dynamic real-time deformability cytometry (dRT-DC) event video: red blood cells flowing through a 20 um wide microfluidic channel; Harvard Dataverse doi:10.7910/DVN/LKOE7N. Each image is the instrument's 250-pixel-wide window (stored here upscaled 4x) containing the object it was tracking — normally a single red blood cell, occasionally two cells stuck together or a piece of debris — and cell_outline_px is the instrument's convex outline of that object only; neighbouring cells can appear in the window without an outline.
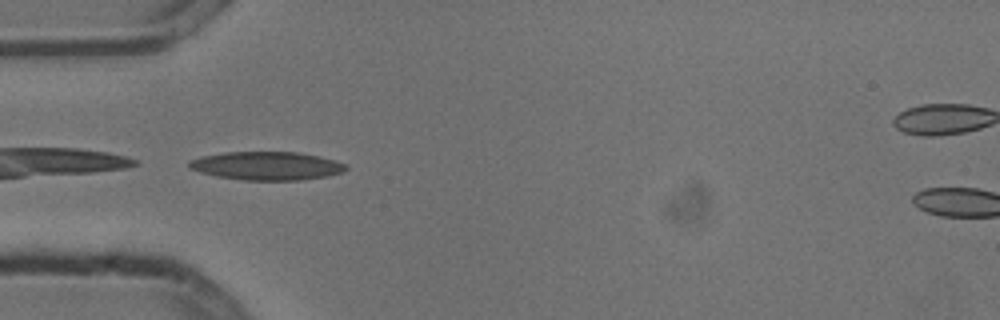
{"species": "common noctule bat (a hibernating species)", "species_latin": "Nyctalus noctula", "temperature_condition": "cold", "stored_images_in_passage": 8, "camera_frame_rate_fps": 3000, "um_per_image_px": 0.085, "animal": {"sex": "male", "body_mass_g": 13.3}, "frame": {"image": 1, "passage_image": 4, "time_ms": 1.0, "image_size_px": [1000, 320], "cell_outline_px": [[348, 168], [344, 172], [328, 176], [300, 180], [244, 180], [216, 176], [200, 172], [188, 168], [188, 160], [204, 156], [224, 152], [296, 152], [336, 160], [348, 164]], "centroid_in_image_um": [22.69, 14.1], "position_along_channel_um": 62.3, "area_um2": 26.01}}
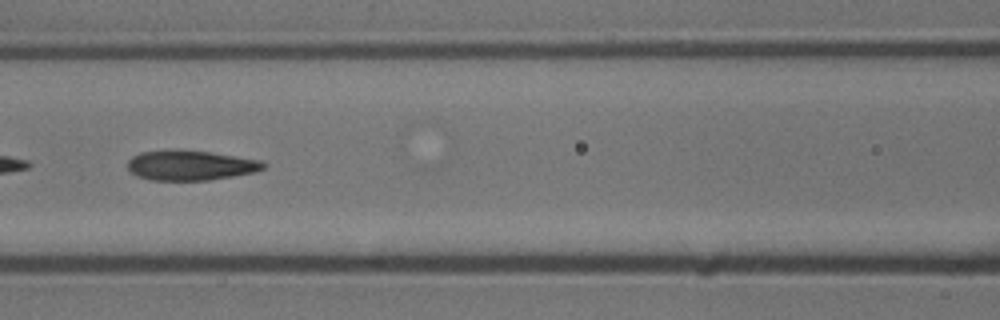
{"frame": {"image": 2, "passage_image": 6, "time_ms": 1.667, "image_size_px": [1000, 320], "cell_outline_px": [[264, 168], [256, 172], [208, 180], [152, 180], [136, 176], [128, 168], [128, 160], [132, 156], [140, 152], [172, 148], [208, 152], [260, 160], [264, 164]], "centroid_in_image_um": [16.13, 14.04], "position_along_channel_um": 150.5, "area_um2": 23.76}}
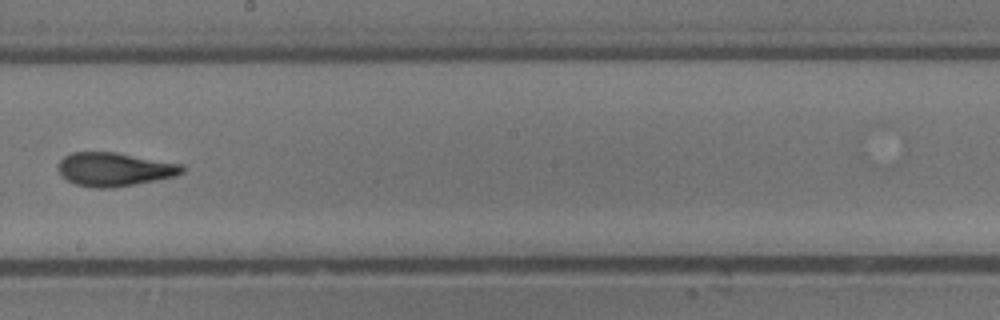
{"frame": {"image": 3, "passage_image": 8, "time_ms": 2.333, "image_size_px": [1000, 320], "cell_outline_px": [[184, 172], [176, 176], [136, 184], [112, 188], [92, 188], [76, 184], [68, 180], [56, 168], [60, 160], [64, 156], [72, 152], [116, 152], [184, 164]], "centroid_in_image_um": [9.75, 14.39], "position_along_channel_um": 238.4, "area_um2": 24.45}}